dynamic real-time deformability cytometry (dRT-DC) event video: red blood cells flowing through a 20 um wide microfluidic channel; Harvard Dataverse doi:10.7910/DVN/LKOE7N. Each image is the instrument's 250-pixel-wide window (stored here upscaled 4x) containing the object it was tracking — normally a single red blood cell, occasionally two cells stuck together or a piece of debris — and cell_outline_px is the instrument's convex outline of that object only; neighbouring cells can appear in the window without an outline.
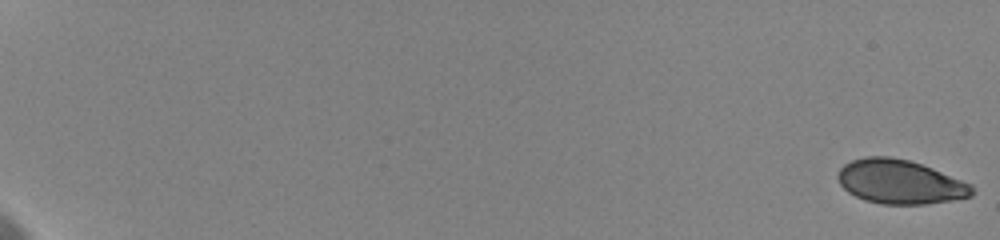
{"species": "human", "species_latin": "Homo sapiens", "temperature_condition": "cold", "stored_images_in_passage": 20, "camera_frame_rate_fps": 3000, "um_per_image_px": 0.085, "donor": {"sex": "female"}, "frame": {"image": 1, "passage_image": 1, "time_ms": 0.0, "image_size_px": [1000, 240], "cell_outline_px": [[972, 196], [952, 200], [924, 204], [880, 204], [864, 200], [848, 192], [840, 184], [836, 176], [840, 168], [844, 164], [852, 160], [864, 156], [888, 156], [908, 160], [932, 168], [972, 184]], "centroid_in_image_um": [76.46, 15.45], "position_along_channel_um": 8.5, "area_um2": 34.39}}
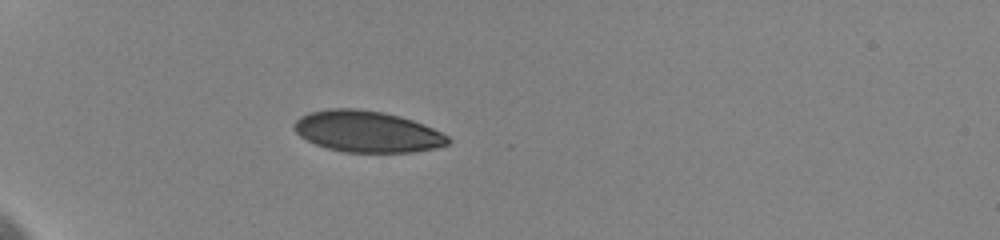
{"frame": {"image": 2, "passage_image": 15, "time_ms": 6.667, "image_size_px": [1000, 240], "cell_outline_px": [[452, 140], [448, 144], [436, 148], [412, 152], [344, 152], [328, 148], [316, 144], [300, 136], [292, 128], [292, 124], [300, 116], [308, 112], [328, 108], [356, 108], [384, 112], [400, 116], [424, 124], [448, 136]], "centroid_in_image_um": [31.19, 11.17], "position_along_channel_um": 53.8, "area_um2": 37.22}}